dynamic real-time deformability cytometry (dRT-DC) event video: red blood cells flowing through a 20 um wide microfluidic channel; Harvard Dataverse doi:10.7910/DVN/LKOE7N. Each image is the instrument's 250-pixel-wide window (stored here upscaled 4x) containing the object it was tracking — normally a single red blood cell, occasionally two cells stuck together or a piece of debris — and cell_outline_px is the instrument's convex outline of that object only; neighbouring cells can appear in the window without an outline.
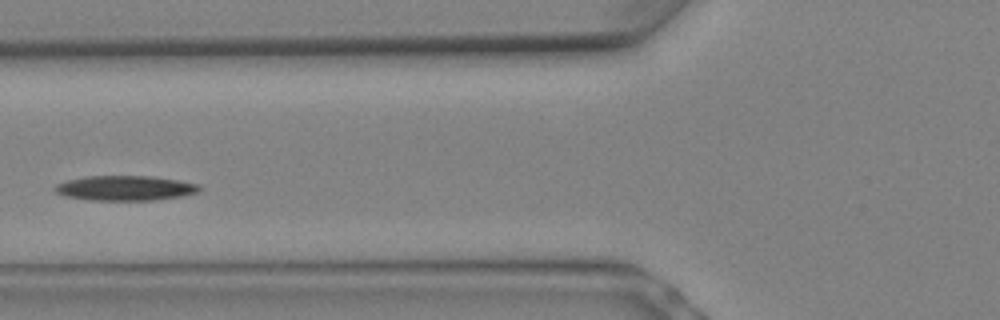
{"species": "Egyptian fruit bat (a non-hibernating species)", "species_latin": "Rousettus aegyptiacus", "temperature_condition": "warm", "stored_images_in_passage": 8, "camera_frame_rate_fps": 3000, "um_per_image_px": 0.085, "animal": {"sex": "female"}, "frame": {"image": 1, "passage_image": 6, "time_ms": 1.667, "image_size_px": [1000, 320], "cell_outline_px": [[200, 188], [196, 192], [180, 196], [152, 200], [92, 200], [64, 196], [56, 192], [52, 188], [56, 184], [68, 180], [84, 176], [152, 176], [180, 180], [200, 184]], "centroid_in_image_um": [10.61, 15.98], "position_along_channel_um": 115.2, "area_um2": 20.92}}